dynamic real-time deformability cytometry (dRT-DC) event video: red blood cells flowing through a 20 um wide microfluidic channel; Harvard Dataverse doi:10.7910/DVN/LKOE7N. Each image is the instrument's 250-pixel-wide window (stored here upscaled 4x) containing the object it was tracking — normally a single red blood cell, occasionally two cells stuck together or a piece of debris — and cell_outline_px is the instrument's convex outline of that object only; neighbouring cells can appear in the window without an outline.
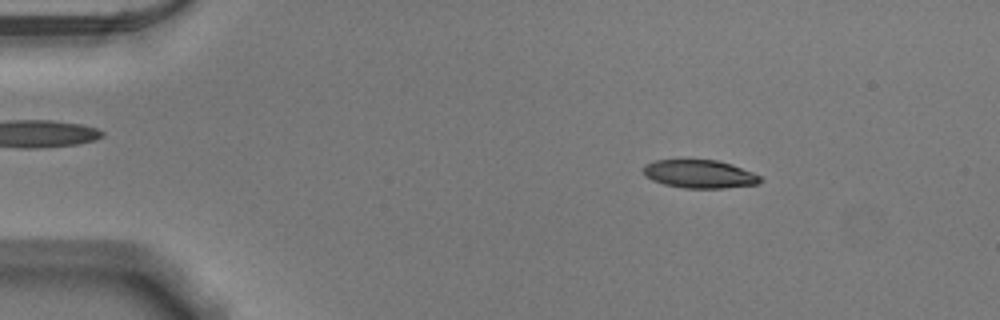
{"species": "Egyptian fruit bat (a non-hibernating species)", "species_latin": "Rousettus aegyptiacus", "temperature_condition": "warm", "stored_images_in_passage": 52, "camera_frame_rate_fps": 3000, "um_per_image_px": 0.085, "animal": {"sex": "male"}, "frame": {"image": 1, "passage_image": 8, "time_ms": 2.333, "image_size_px": [1000, 320], "cell_outline_px": [[764, 180], [760, 184], [724, 188], [684, 188], [664, 184], [652, 180], [644, 176], [644, 164], [656, 160], [716, 160], [732, 164], [752, 172], [760, 176]], "centroid_in_image_um": [59.49, 14.8], "position_along_channel_um": 25.5, "area_um2": 19.31}}
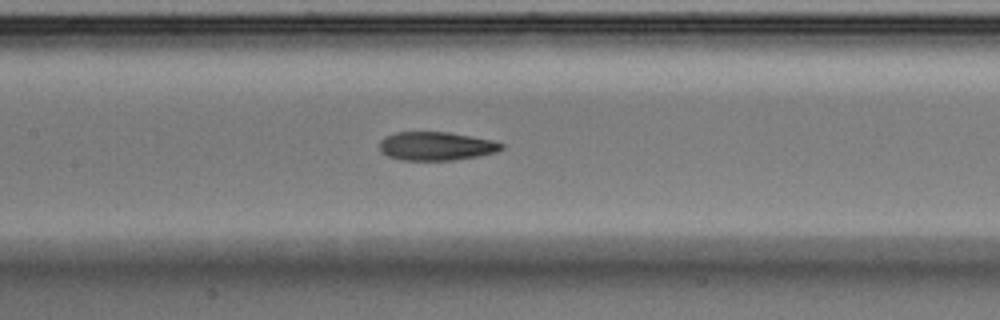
{"frame": {"image": 2, "passage_image": 25, "time_ms": 8.0, "image_size_px": [1000, 320], "cell_outline_px": [[504, 148], [496, 152], [480, 156], [452, 160], [400, 160], [388, 156], [380, 152], [380, 140], [384, 136], [396, 132], [448, 132], [492, 140], [504, 144]], "centroid_in_image_um": [37.06, 12.42], "position_along_channel_um": 170.3, "area_um2": 20.4}}
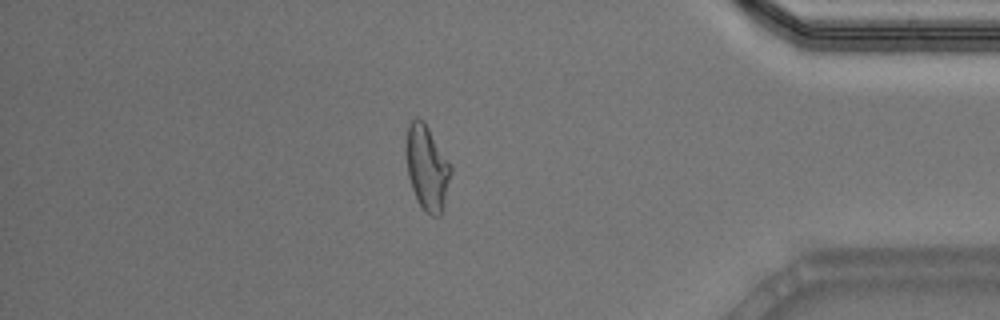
{"frame": {"image": 3, "passage_image": 45, "time_ms": 14.667, "image_size_px": [1000, 320], "cell_outline_px": [[452, 172], [444, 204], [440, 216], [432, 216], [424, 212], [416, 200], [408, 176], [404, 148], [408, 124], [416, 116], [424, 120], [452, 164]], "centroid_in_image_um": [36.29, 14.22], "position_along_channel_um": 398.9, "area_um2": 22.83}, "authors_computed_cell_mechanics": {"area_um2": 20.8369, "velocity_mm_per_s": 3.8815, "shape_relaxation_time_tau1_ms": null, "shape_relaxation_time_tau2_ms": 2.5762, "deformation_change_tau1": null, "deformation_change_tau2": 0.1032}}